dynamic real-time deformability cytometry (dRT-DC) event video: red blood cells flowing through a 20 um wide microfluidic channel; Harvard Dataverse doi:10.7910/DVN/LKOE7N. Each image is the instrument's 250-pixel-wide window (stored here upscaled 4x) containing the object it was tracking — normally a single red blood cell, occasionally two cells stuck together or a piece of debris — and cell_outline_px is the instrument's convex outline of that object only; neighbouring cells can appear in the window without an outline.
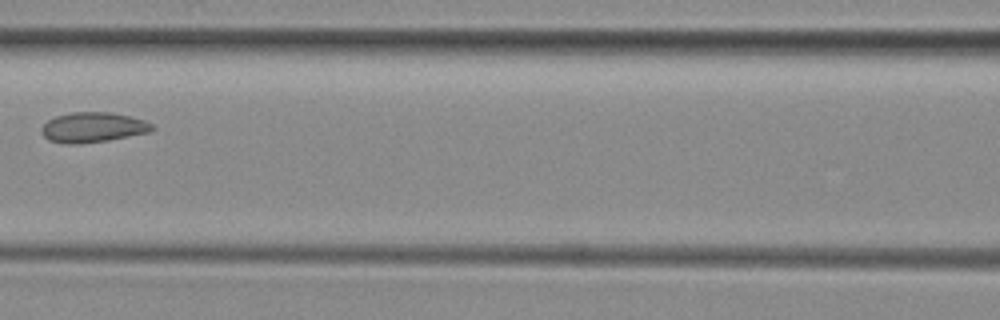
{"species": "common noctule bat (a hibernating species)", "species_latin": "Nyctalus noctula", "temperature_condition": "room temperature", "stored_images_in_passage": 6, "camera_frame_rate_fps": 3000, "um_per_image_px": 0.085, "animal": {"sex": "female", "body_mass_g": 29.2, "forearm_length_mm": 56.3}, "frame": {"image": 1, "passage_image": 5, "time_ms": 5.667, "image_size_px": [1000, 320], "cell_outline_px": [[156, 128], [152, 132], [108, 140], [76, 144], [64, 144], [48, 140], [40, 132], [40, 128], [48, 120], [56, 116], [72, 112], [112, 112], [144, 120], [152, 124]], "centroid_in_image_um": [7.9, 10.83], "position_along_channel_um": 158.7, "area_um2": 19.54}}
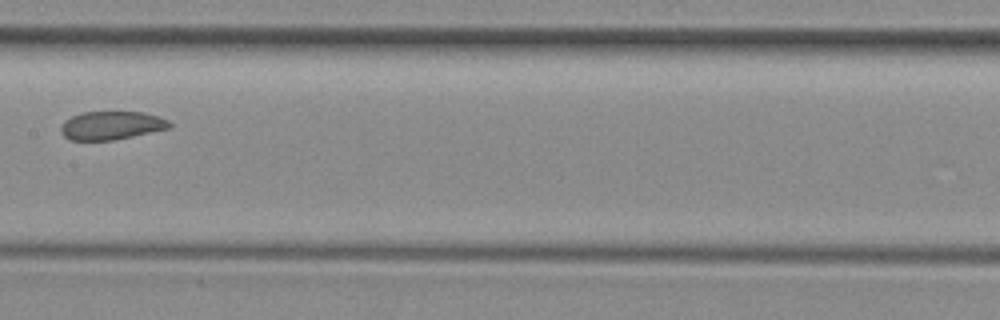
{"frame": {"image": 2, "passage_image": 6, "time_ms": 6.667, "image_size_px": [1000, 320], "cell_outline_px": [[172, 128], [112, 140], [72, 140], [64, 136], [60, 132], [60, 128], [64, 120], [80, 112], [144, 112], [168, 120], [172, 124]], "centroid_in_image_um": [9.46, 10.66], "position_along_channel_um": 197.9, "area_um2": 17.98}}